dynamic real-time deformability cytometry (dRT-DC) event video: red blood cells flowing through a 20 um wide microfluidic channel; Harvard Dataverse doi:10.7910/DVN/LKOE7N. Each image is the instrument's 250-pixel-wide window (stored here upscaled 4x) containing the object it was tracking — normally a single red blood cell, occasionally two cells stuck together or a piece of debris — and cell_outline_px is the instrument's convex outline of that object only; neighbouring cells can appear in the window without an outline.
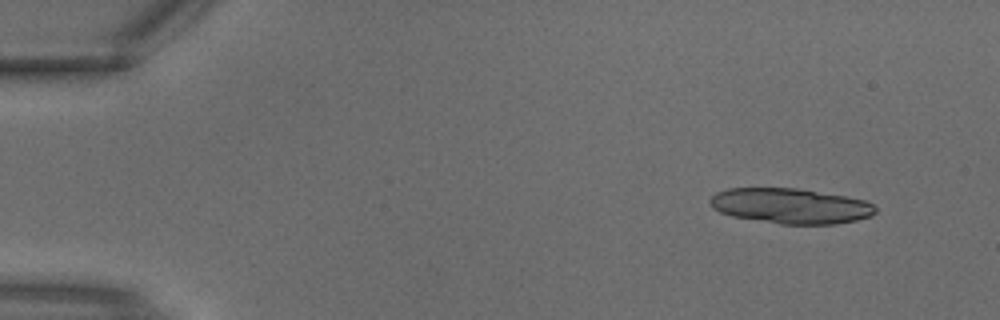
{"species": "common noctule bat (a hibernating species)", "species_latin": "Nyctalus noctula", "temperature_condition": "warm", "stored_images_in_passage": 4, "camera_frame_rate_fps": 3000, "um_per_image_px": 0.085, "animal": {"sex": "male", "body_mass_g": 18.8}, "frame": {"image": 1, "passage_image": 1, "time_ms": 0.0, "image_size_px": [1000, 320], "cell_outline_px": [[876, 212], [872, 216], [856, 220], [836, 224], [780, 224], [732, 216], [720, 212], [712, 208], [708, 200], [716, 192], [728, 188], [796, 188], [844, 196], [864, 200], [872, 204], [876, 208]], "centroid_in_image_um": [67.17, 17.5], "position_along_channel_um": 17.8, "area_um2": 33.99}}
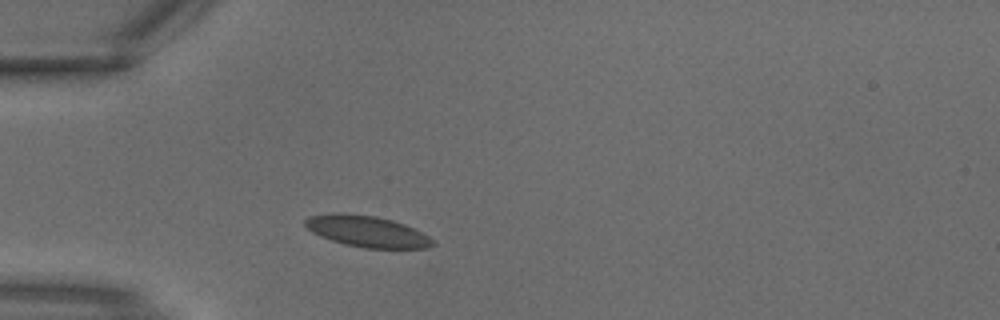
{"frame": {"image": 2, "passage_image": 4, "time_ms": 1.0, "image_size_px": [1000, 320], "cell_outline_px": [[436, 244], [428, 248], [364, 248], [344, 244], [320, 236], [312, 232], [304, 224], [304, 220], [308, 216], [332, 212], [344, 212], [376, 216], [392, 220], [404, 224], [428, 236]], "centroid_in_image_um": [31.15, 19.65], "position_along_channel_um": 53.8, "area_um2": 23.29}}